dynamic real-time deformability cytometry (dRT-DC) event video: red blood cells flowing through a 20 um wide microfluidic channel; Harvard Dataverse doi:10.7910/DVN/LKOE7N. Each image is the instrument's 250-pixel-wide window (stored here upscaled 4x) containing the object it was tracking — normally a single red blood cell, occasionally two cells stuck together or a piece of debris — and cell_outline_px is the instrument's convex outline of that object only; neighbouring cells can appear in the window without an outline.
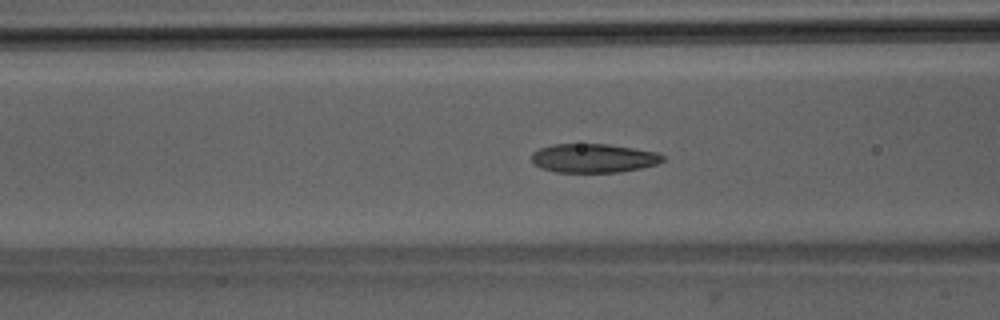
{"species": "Egyptian fruit bat (a non-hibernating species)", "species_latin": "Rousettus aegyptiacus", "temperature_condition": "room temperature", "stored_images_in_passage": 51, "camera_frame_rate_fps": 3000, "um_per_image_px": 0.085, "animal": {"sex": "male"}, "frame": {"image": 1, "passage_image": 21, "time_ms": 6.667, "image_size_px": [1000, 320], "cell_outline_px": [[664, 160], [656, 164], [640, 168], [620, 172], [556, 172], [540, 168], [532, 160], [532, 152], [540, 148], [552, 144], [608, 144], [660, 152], [664, 156]], "centroid_in_image_um": [50.47, 13.44], "position_along_channel_um": 116.1, "area_um2": 22.14}}
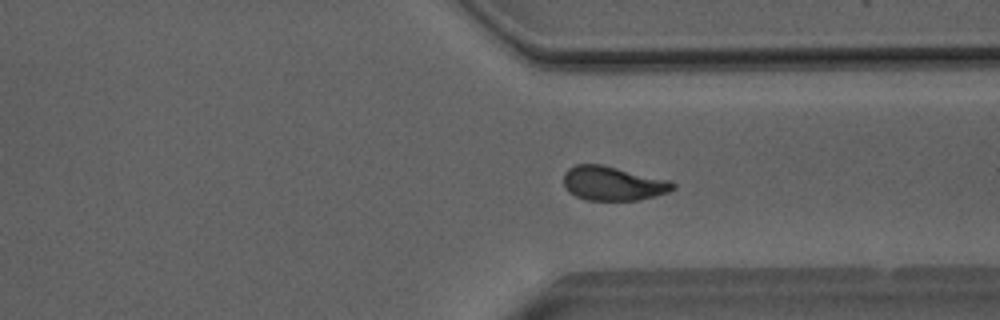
{"frame": {"image": 2, "passage_image": 39, "time_ms": 12.667, "image_size_px": [1000, 320], "cell_outline_px": [[676, 188], [668, 192], [640, 200], [588, 200], [576, 196], [568, 192], [564, 184], [564, 172], [568, 168], [576, 164], [604, 164], [672, 180], [676, 184]], "centroid_in_image_um": [52.13, 15.57], "position_along_channel_um": 359.3, "area_um2": 22.14}}
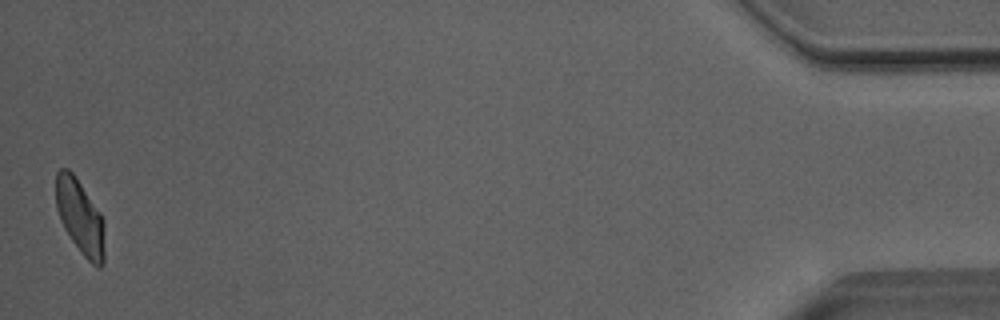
{"frame": {"image": 3, "passage_image": 51, "time_ms": 16.667, "image_size_px": [1000, 320], "cell_outline_px": [[104, 264], [100, 268], [92, 264], [80, 252], [64, 228], [60, 220], [56, 208], [56, 172], [60, 168], [68, 168], [76, 176], [100, 212], [104, 220]], "centroid_in_image_um": [6.81, 18.43], "position_along_channel_um": 428.4, "area_um2": 21.39}, "authors_computed_cell_mechanics": {"area_um2": 22.1952, "velocity_mm_per_s": 4.0525, "shape_relaxation_time_tau1_ms": 4.7721, "shape_relaxation_time_tau2_ms": 1.4767, "deformation_change_tau1": 0.1432, "deformation_change_tau2": 0.0816}}